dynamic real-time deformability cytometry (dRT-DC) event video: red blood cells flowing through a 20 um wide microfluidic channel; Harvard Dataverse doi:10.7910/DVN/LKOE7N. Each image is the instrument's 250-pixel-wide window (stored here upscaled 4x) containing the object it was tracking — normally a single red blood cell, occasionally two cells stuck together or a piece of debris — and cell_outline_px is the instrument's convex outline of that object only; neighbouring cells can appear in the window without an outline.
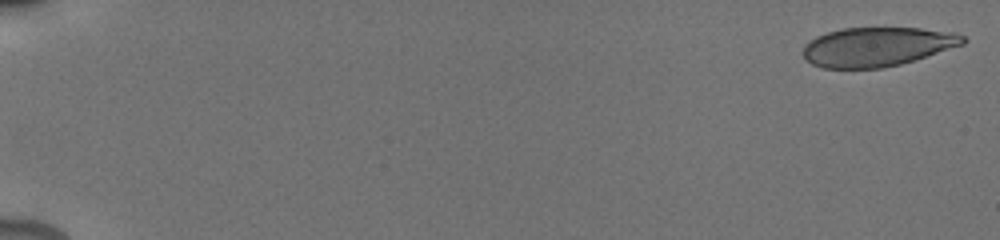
{"species": "human", "species_latin": "Homo sapiens", "temperature_condition": "cold", "stored_images_in_passage": 37, "camera_frame_rate_fps": 3000, "um_per_image_px": 0.085, "donor": {"sex": "male"}, "frame": {"image": 1, "passage_image": 1, "time_ms": 0.0, "image_size_px": [1000, 240], "cell_outline_px": [[968, 40], [964, 44], [900, 64], [880, 68], [824, 68], [812, 64], [804, 60], [804, 44], [816, 36], [828, 32], [844, 28], [920, 28], [952, 32], [964, 36]], "centroid_in_image_um": [74.53, 3.97], "position_along_channel_um": 10.5, "area_um2": 36.3}}
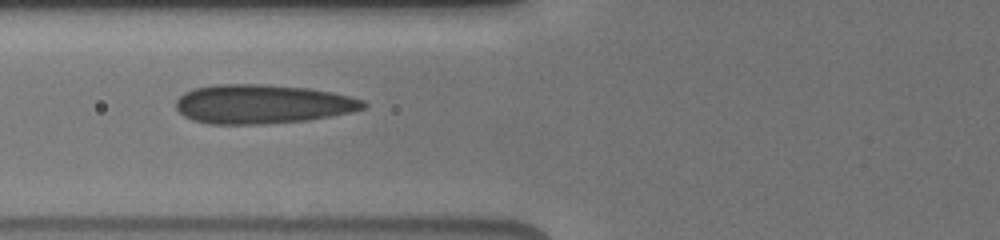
{"frame": {"image": 2, "passage_image": 20, "time_ms": 7.333, "image_size_px": [1000, 240], "cell_outline_px": [[368, 104], [364, 108], [352, 112], [332, 116], [308, 120], [264, 124], [208, 124], [192, 120], [184, 116], [176, 108], [176, 100], [184, 92], [192, 88], [216, 84], [264, 84], [308, 88], [332, 92], [364, 100]], "centroid_in_image_um": [22.29, 8.85], "position_along_channel_um": 103.5, "area_um2": 43.0}}
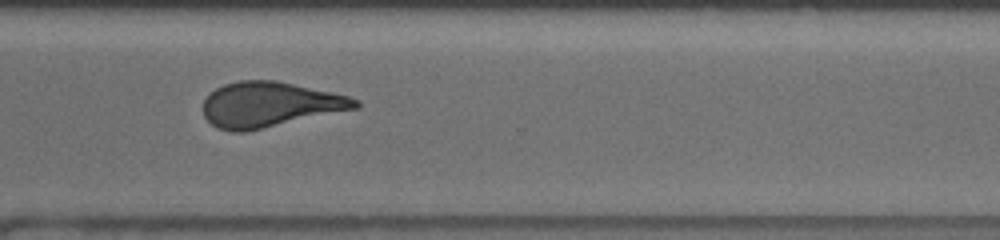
{"frame": {"image": 3, "passage_image": 29, "time_ms": 13.667, "image_size_px": [1000, 240], "cell_outline_px": [[360, 108], [244, 132], [232, 132], [216, 128], [204, 116], [204, 100], [216, 88], [224, 84], [240, 80], [276, 80], [332, 92], [348, 96], [360, 100]], "centroid_in_image_um": [22.95, 8.89], "position_along_channel_um": 347.6, "area_um2": 40.06}, "authors_computed_cell_mechanics": {"area_um2": 39.9398, "velocity_mm_per_s": 3.868, "shape_relaxation_time_tau1_ms": null, "shape_relaxation_time_tau2_ms": 1.984, "deformation_change_tau1": null, "deformation_change_tau2": 0.0698}}